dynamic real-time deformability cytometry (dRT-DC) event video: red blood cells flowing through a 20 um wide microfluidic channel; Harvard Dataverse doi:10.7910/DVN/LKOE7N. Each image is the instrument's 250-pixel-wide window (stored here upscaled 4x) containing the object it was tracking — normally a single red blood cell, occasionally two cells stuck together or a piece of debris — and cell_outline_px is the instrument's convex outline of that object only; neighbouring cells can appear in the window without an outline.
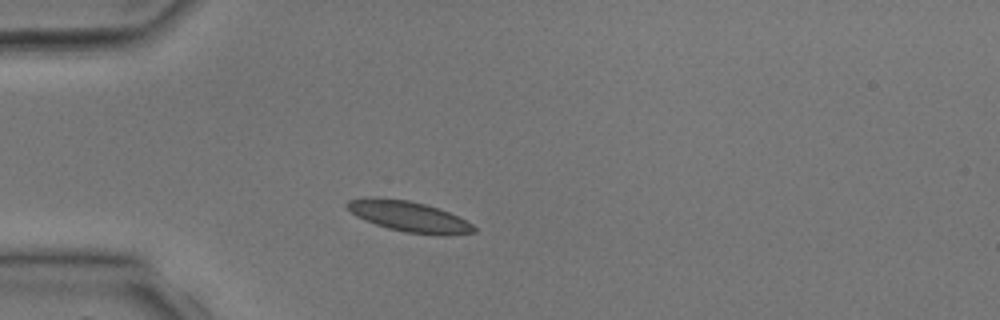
{"species": "common noctule bat (a hibernating species)", "species_latin": "Nyctalus noctula", "temperature_condition": "room temperature", "stored_images_in_passage": 2, "camera_frame_rate_fps": 3000, "um_per_image_px": 0.085, "animal": {"sex": "male", "body_mass_g": 17.9, "forearm_length_mm": 54.2}, "frame": {"image": 1, "passage_image": 2, "time_ms": 2.0, "image_size_px": [1000, 320], "cell_outline_px": [[476, 232], [408, 232], [388, 228], [364, 220], [356, 216], [344, 204], [348, 200], [376, 196], [408, 200], [424, 204], [448, 212], [472, 224], [476, 228]], "centroid_in_image_um": [34.6, 18.33], "position_along_channel_um": 50.4, "area_um2": 21.44}}